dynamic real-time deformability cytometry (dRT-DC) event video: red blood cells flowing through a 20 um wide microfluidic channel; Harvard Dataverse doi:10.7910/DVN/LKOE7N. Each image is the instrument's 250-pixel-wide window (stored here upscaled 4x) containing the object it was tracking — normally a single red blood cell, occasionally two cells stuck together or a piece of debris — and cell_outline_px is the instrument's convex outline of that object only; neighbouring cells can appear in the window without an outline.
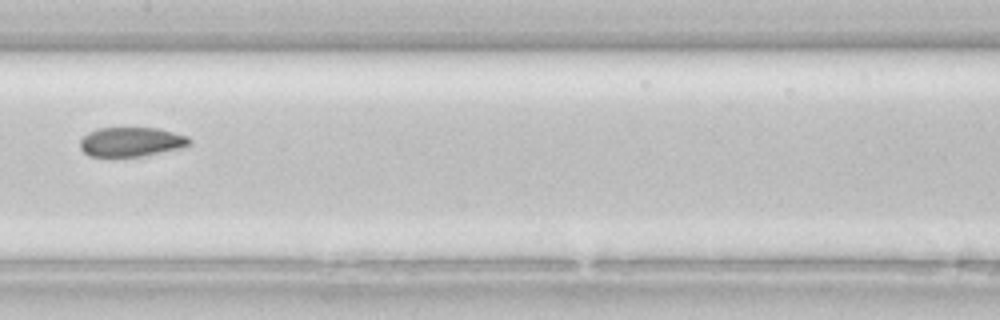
{"species": "common noctule bat (a hibernating species)", "species_latin": "Nyctalus noctula", "temperature_condition": "room temperature", "stored_images_in_passage": 33, "camera_frame_rate_fps": 3000, "um_per_image_px": 0.085, "animal": {"sex": "female", "body_mass_g": 22.7, "forearm_length_mm": 54.2}, "frame": {"image": 1, "passage_image": 15, "time_ms": 4.667, "image_size_px": [1000, 320], "cell_outline_px": [[192, 144], [184, 148], [140, 156], [88, 156], [80, 148], [80, 140], [88, 132], [100, 128], [160, 128], [188, 136], [192, 140]], "centroid_in_image_um": [11.21, 12.05], "position_along_channel_um": 196.2, "area_um2": 18.84}}